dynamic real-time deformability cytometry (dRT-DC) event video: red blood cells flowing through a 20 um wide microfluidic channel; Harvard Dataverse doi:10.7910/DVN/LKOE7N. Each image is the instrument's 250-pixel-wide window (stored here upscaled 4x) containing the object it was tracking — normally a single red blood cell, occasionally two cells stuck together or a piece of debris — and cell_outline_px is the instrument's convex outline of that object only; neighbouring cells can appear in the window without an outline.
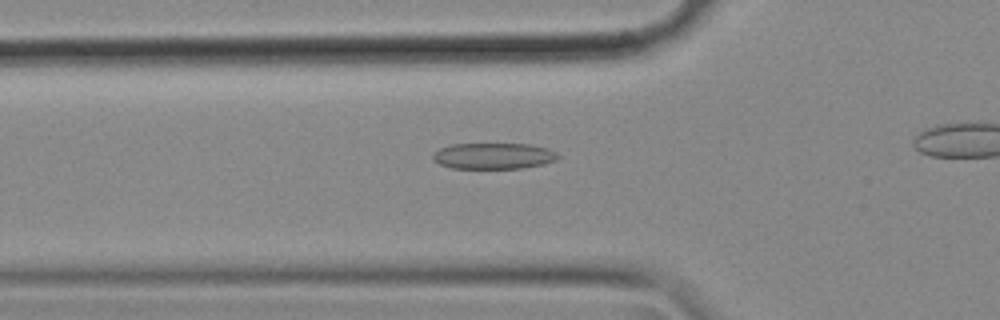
{"species": "common noctule bat (a hibernating species)", "species_latin": "Nyctalus noctula", "temperature_condition": "cold", "stored_images_in_passage": 37, "camera_frame_rate_fps": 3000, "um_per_image_px": 0.085, "animal": {"sex": "female", "body_mass_g": 18.4}, "frame": {"image": 1, "passage_image": 10, "time_ms": 3.0, "image_size_px": [1000, 320], "cell_outline_px": [[560, 156], [556, 160], [544, 164], [520, 168], [452, 168], [440, 164], [432, 160], [432, 156], [440, 148], [452, 144], [528, 144], [548, 148], [556, 152]], "centroid_in_image_um": [41.96, 13.25], "position_along_channel_um": 83.8, "area_um2": 18.96}}
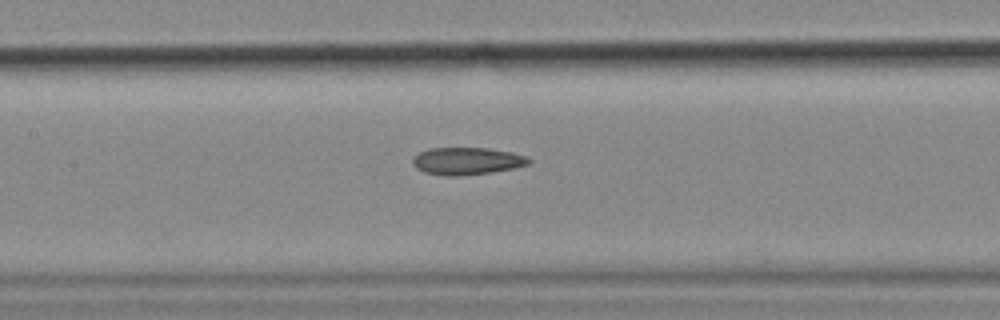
{"frame": {"image": 2, "passage_image": 17, "time_ms": 5.333, "image_size_px": [1000, 320], "cell_outline_px": [[532, 160], [528, 164], [512, 168], [492, 172], [460, 176], [448, 176], [424, 172], [416, 168], [412, 164], [412, 160], [420, 152], [428, 148], [488, 148], [512, 152], [524, 156]], "centroid_in_image_um": [39.67, 13.69], "position_along_channel_um": 167.7, "area_um2": 18.38}}
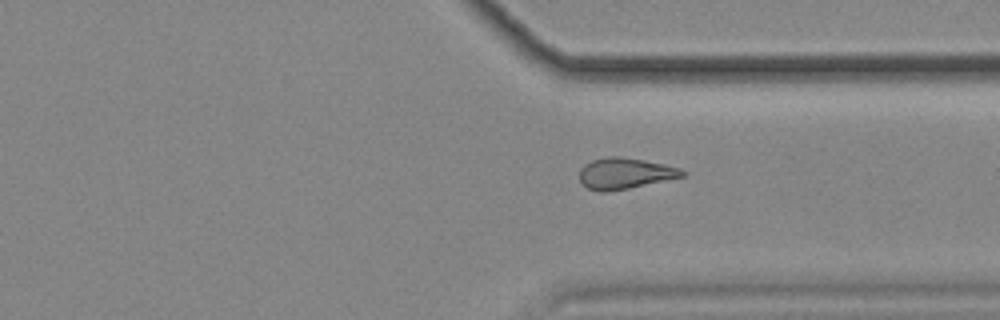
{"frame": {"image": 3, "passage_image": 33, "time_ms": 10.667, "image_size_px": [1000, 320], "cell_outline_px": [[688, 172], [684, 176], [628, 188], [604, 192], [600, 192], [588, 188], [580, 180], [580, 168], [584, 164], [592, 160], [608, 156], [620, 156], [644, 160], [664, 164], [680, 168]], "centroid_in_image_um": [53.12, 14.72], "position_along_channel_um": 358.3, "area_um2": 18.5}}